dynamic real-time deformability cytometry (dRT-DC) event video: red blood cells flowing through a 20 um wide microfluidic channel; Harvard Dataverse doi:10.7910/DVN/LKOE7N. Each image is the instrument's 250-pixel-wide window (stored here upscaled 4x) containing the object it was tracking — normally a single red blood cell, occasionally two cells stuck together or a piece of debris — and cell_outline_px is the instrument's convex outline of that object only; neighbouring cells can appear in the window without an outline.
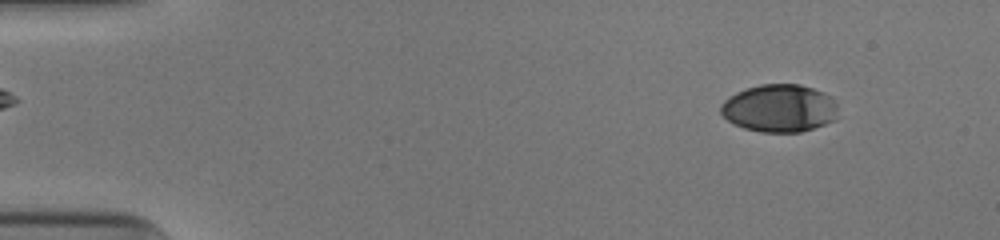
{"species": "human", "species_latin": "Homo sapiens", "temperature_condition": "cold", "stored_images_in_passage": 51, "camera_frame_rate_fps": 3000, "um_per_image_px": 0.085, "donor": {"sex": "male"}, "frame": {"image": 1, "passage_image": 4, "time_ms": 1.0, "image_size_px": [1000, 240], "cell_outline_px": [[836, 120], [800, 132], [760, 132], [744, 128], [728, 120], [720, 112], [720, 104], [724, 100], [736, 92], [760, 84], [800, 84], [824, 92], [836, 104]], "centroid_in_image_um": [66.23, 9.2], "position_along_channel_um": 18.8, "area_um2": 32.43}}
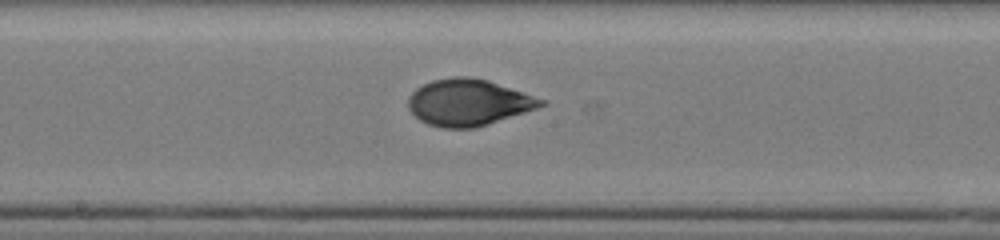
{"frame": {"image": 2, "passage_image": 27, "time_ms": 8.667, "image_size_px": [1000, 240], "cell_outline_px": [[548, 104], [476, 128], [444, 128], [428, 124], [420, 120], [408, 108], [408, 96], [416, 88], [432, 80], [456, 76], [468, 76], [488, 80], [544, 100]], "centroid_in_image_um": [39.78, 8.7], "position_along_channel_um": 208.4, "area_um2": 35.66}}
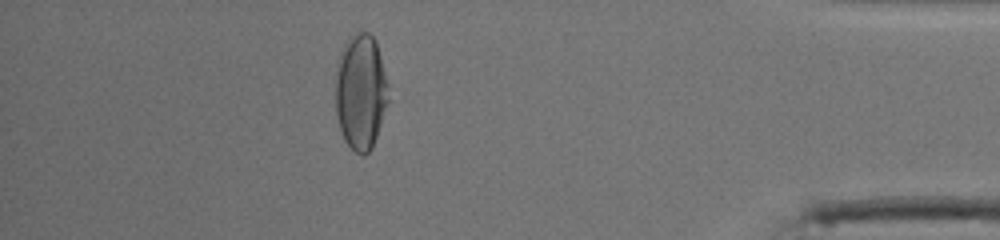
{"frame": {"image": 3, "passage_image": 45, "time_ms": 14.667, "image_size_px": [1000, 240], "cell_outline_px": [[388, 100], [372, 148], [364, 156], [360, 156], [344, 140], [340, 132], [336, 112], [336, 76], [340, 60], [344, 48], [356, 32], [368, 32], [376, 40], [388, 84]], "centroid_in_image_um": [30.67, 7.86], "position_along_channel_um": 404.5, "area_um2": 34.97}, "authors_computed_cell_mechanics": {"area_um2": 34.969, "velocity_mm_per_s": 3.946, "shape_relaxation_time_tau1_ms": 4.0104, "shape_relaxation_time_tau2_ms": 0.955, "deformation_change_tau1": 0.1855, "deformation_change_tau2": 0.0507}}